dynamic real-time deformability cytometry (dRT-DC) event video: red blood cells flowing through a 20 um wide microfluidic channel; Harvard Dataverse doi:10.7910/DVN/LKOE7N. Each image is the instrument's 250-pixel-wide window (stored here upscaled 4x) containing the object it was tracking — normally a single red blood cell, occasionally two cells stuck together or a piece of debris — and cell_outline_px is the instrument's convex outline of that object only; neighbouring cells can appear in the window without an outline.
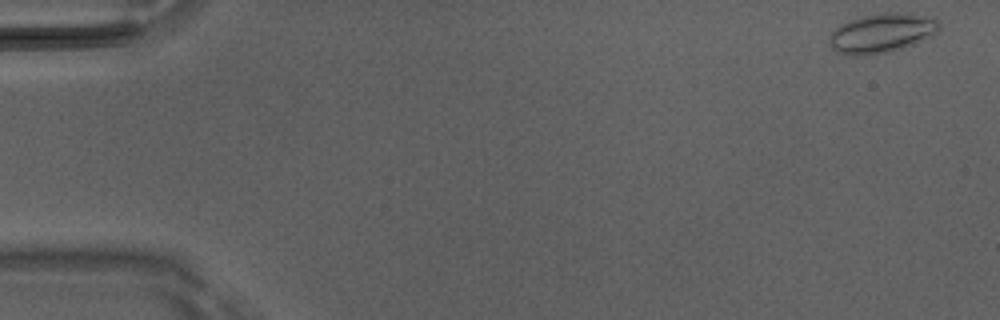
{"species": "Egyptian fruit bat (a non-hibernating species)", "species_latin": "Rousettus aegyptiacus", "temperature_condition": "room temperature", "stored_images_in_passage": 8, "camera_frame_rate_fps": 3000, "um_per_image_px": 0.085, "animal": {"sex": "male"}, "frame": {"image": 1, "passage_image": 1, "time_ms": 0.0, "image_size_px": [1000, 320], "cell_outline_px": [[940, 28], [932, 36], [912, 44], [888, 52], [860, 56], [852, 56], [836, 52], [832, 48], [832, 32], [840, 24], [864, 16], [888, 12], [912, 12], [936, 16], [940, 24]], "centroid_in_image_um": [75.04, 2.79], "position_along_channel_um": 10.0, "area_um2": 25.2}}